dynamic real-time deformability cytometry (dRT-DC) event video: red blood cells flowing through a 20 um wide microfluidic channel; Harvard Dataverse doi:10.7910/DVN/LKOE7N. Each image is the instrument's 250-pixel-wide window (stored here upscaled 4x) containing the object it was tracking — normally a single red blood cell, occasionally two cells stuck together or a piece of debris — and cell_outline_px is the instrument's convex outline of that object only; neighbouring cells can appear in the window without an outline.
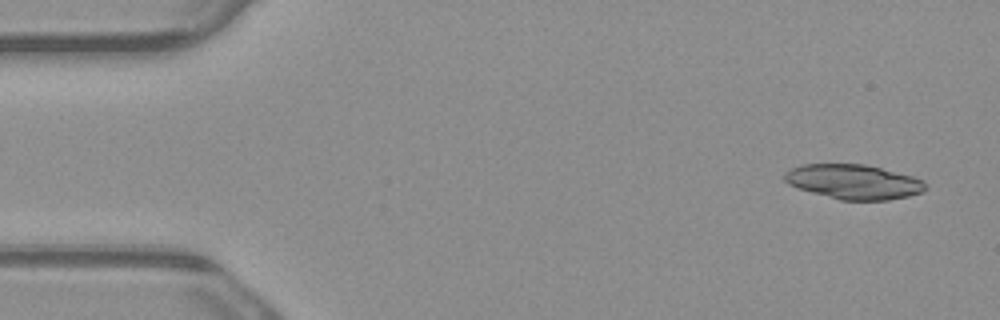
{"species": "common noctule bat (a hibernating species)", "species_latin": "Nyctalus noctula", "temperature_condition": "warm", "stored_images_in_passage": 4, "camera_frame_rate_fps": 3000, "um_per_image_px": 0.085, "animal": {"sex": "male", "body_mass_g": 23.1, "forearm_length_mm": 52.7}, "frame": {"image": 1, "passage_image": 1, "time_ms": 0.0, "image_size_px": [1000, 320], "cell_outline_px": [[924, 188], [920, 192], [908, 196], [888, 200], [840, 200], [812, 192], [788, 184], [784, 180], [784, 172], [800, 164], [864, 164], [912, 176], [924, 180]], "centroid_in_image_um": [72.52, 15.44], "position_along_channel_um": 12.5, "area_um2": 28.15}}